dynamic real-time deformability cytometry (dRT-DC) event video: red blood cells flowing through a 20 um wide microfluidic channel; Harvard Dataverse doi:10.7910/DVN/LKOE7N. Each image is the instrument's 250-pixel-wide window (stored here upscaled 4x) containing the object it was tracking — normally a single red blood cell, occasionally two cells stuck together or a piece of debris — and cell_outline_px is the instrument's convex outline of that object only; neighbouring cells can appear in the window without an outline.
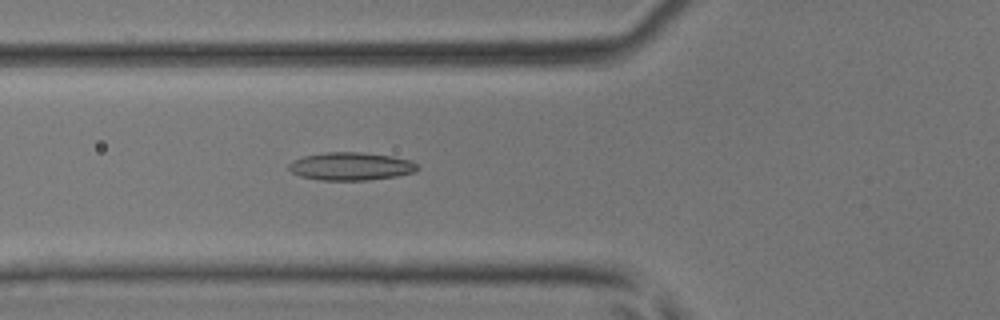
{"species": "common noctule bat (a hibernating species)", "species_latin": "Nyctalus noctula", "temperature_condition": "room temperature", "stored_images_in_passage": 43, "camera_frame_rate_fps": 3000, "um_per_image_px": 0.085, "animal": {"sex": "male", "body_mass_g": 17.9, "forearm_length_mm": 54.2}, "frame": {"image": 1, "passage_image": 16, "time_ms": 5.0, "image_size_px": [1000, 320], "cell_outline_px": [[420, 168], [416, 172], [396, 176], [368, 180], [320, 180], [300, 176], [292, 172], [288, 168], [288, 164], [292, 160], [304, 156], [328, 152], [360, 152], [392, 156], [412, 160]], "centroid_in_image_um": [29.84, 14.13], "position_along_channel_um": 96.0, "area_um2": 21.04}}
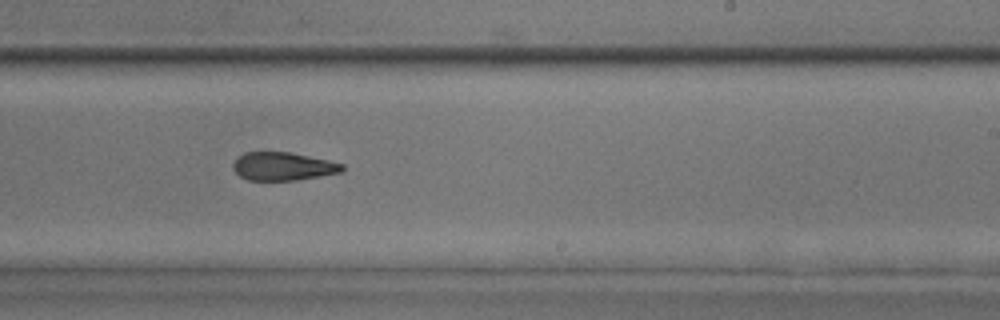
{"frame": {"image": 2, "passage_image": 27, "time_ms": 8.667, "image_size_px": [1000, 320], "cell_outline_px": [[344, 168], [340, 172], [320, 176], [296, 180], [248, 180], [240, 176], [232, 168], [232, 164], [244, 152], [292, 152], [328, 160], [344, 164]], "centroid_in_image_um": [24.05, 14.13], "position_along_channel_um": 264.9, "area_um2": 17.86}}
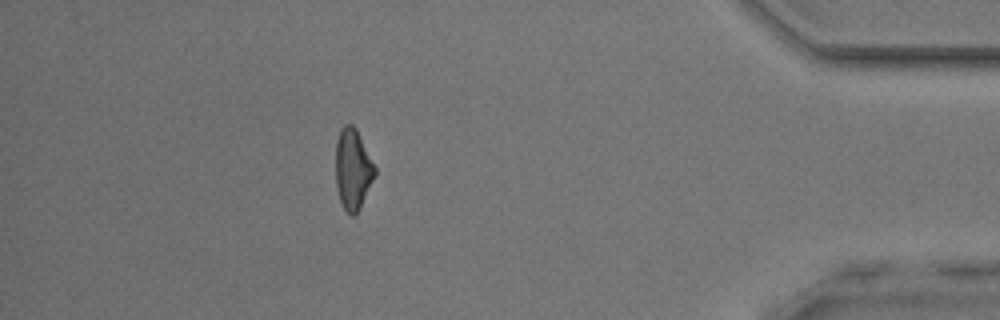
{"frame": {"image": 3, "passage_image": 39, "time_ms": 12.667, "image_size_px": [1000, 320], "cell_outline_px": [[376, 176], [360, 208], [352, 216], [344, 208], [340, 200], [336, 184], [336, 140], [340, 128], [344, 124], [352, 124], [356, 128], [376, 168]], "centroid_in_image_um": [30.0, 14.35], "position_along_channel_um": 405.2, "area_um2": 18.44}}